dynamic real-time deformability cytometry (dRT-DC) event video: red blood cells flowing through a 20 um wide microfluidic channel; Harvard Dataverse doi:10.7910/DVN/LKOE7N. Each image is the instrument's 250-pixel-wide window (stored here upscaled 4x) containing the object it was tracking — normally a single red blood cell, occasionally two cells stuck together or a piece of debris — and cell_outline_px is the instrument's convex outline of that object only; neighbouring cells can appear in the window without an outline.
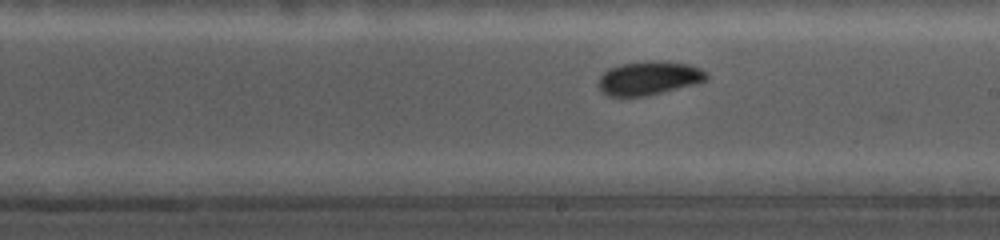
{"species": "common noctule bat (a hibernating species)", "species_latin": "Nyctalus noctula", "temperature_condition": "cold", "stored_images_in_passage": 32, "camera_frame_rate_fps": 5000, "um_per_image_px": 0.085, "animal": {"sex": "female", "body_mass_g": 19.0, "forearm_length_mm": 56.7}, "frame": {"image": 1, "passage_image": 21, "time_ms": 5.4, "image_size_px": [1000, 240], "cell_outline_px": [[708, 76], [704, 80], [692, 84], [648, 96], [608, 96], [600, 92], [596, 84], [600, 76], [608, 68], [620, 64], [648, 60], [668, 60], [688, 64], [700, 68]], "centroid_in_image_um": [55.07, 6.62], "position_along_channel_um": 233.9, "area_um2": 21.44}}
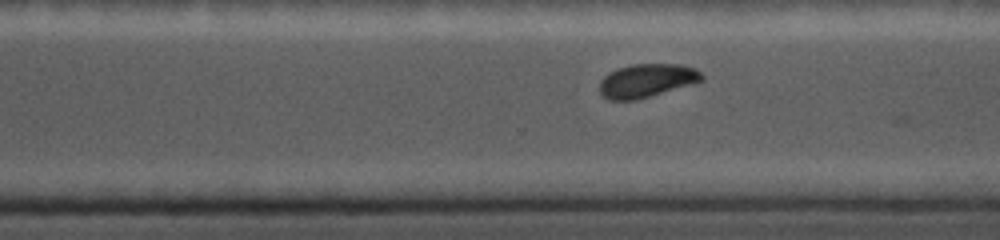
{"frame": {"image": 2, "passage_image": 29, "time_ms": 7.6, "image_size_px": [1000, 240], "cell_outline_px": [[704, 80], [696, 84], [636, 100], [608, 100], [600, 92], [600, 80], [608, 72], [616, 68], [632, 64], [680, 64], [696, 68], [704, 76]], "centroid_in_image_um": [55.01, 6.85], "position_along_channel_um": 315.6, "area_um2": 20.35}}
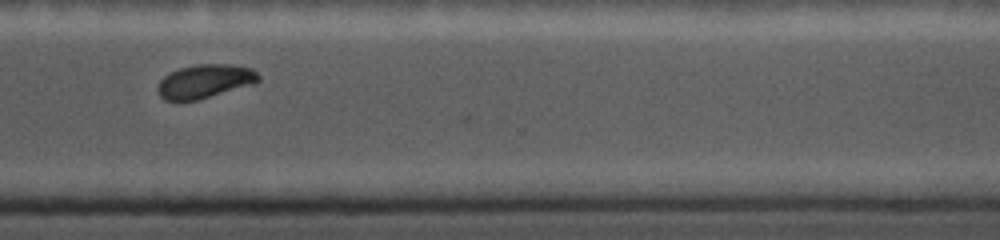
{"frame": {"image": 3, "passage_image": 31, "time_ms": 8.6, "image_size_px": [1000, 240], "cell_outline_px": [[260, 80], [256, 84], [196, 100], [180, 104], [164, 100], [160, 96], [156, 88], [160, 80], [168, 72], [180, 68], [196, 64], [232, 64], [252, 68], [260, 76]], "centroid_in_image_um": [17.38, 6.94], "position_along_channel_um": 353.2, "area_um2": 20.46}}